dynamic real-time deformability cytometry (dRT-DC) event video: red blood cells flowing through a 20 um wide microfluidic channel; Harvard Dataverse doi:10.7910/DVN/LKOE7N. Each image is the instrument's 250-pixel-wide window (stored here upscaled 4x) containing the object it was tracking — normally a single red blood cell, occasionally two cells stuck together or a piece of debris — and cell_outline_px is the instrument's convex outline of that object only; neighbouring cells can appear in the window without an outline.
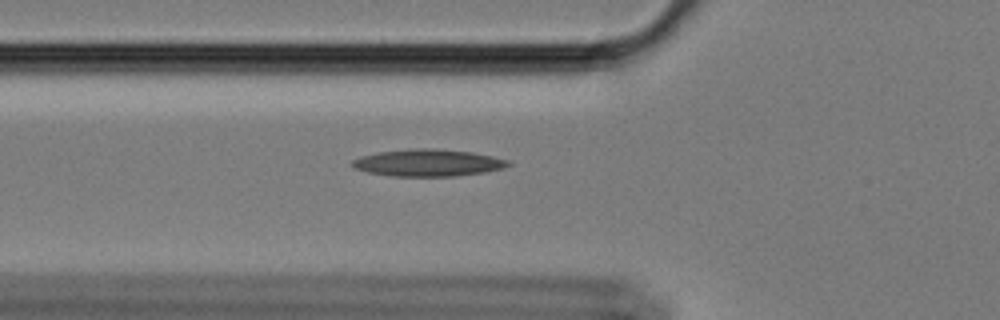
{"species": "Egyptian fruit bat (a non-hibernating species)", "species_latin": "Rousettus aegyptiacus", "temperature_condition": "cold", "stored_images_in_passage": 42, "camera_frame_rate_fps": 3000, "um_per_image_px": 0.085, "animal": {"sex": "female"}, "frame": {"image": 1, "passage_image": 4, "time_ms": 1.0, "image_size_px": [1000, 320], "cell_outline_px": [[512, 164], [504, 168], [484, 172], [456, 176], [392, 176], [368, 172], [356, 168], [352, 164], [352, 160], [360, 156], [380, 152], [420, 148], [432, 148], [472, 152], [492, 156], [508, 160]], "centroid_in_image_um": [36.42, 13.84], "position_along_channel_um": 89.4, "area_um2": 24.33}}
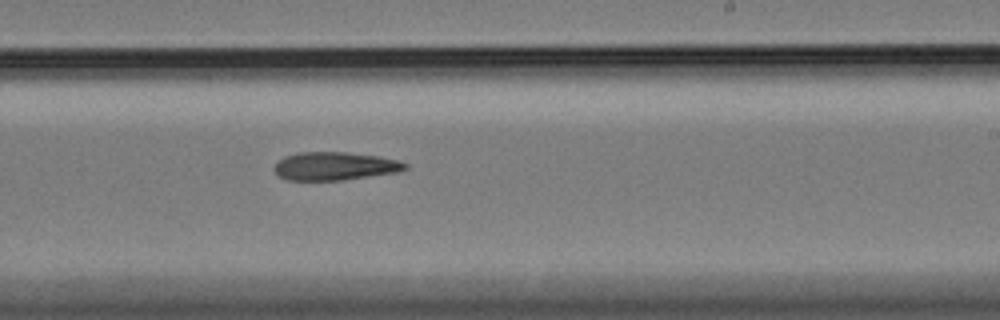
{"frame": {"image": 2, "passage_image": 19, "time_ms": 6.0, "image_size_px": [1000, 320], "cell_outline_px": [[408, 168], [400, 172], [344, 180], [284, 180], [272, 168], [284, 156], [296, 152], [344, 152], [380, 156], [400, 160], [408, 164]], "centroid_in_image_um": [28.5, 14.12], "position_along_channel_um": 260.5, "area_um2": 21.79}}
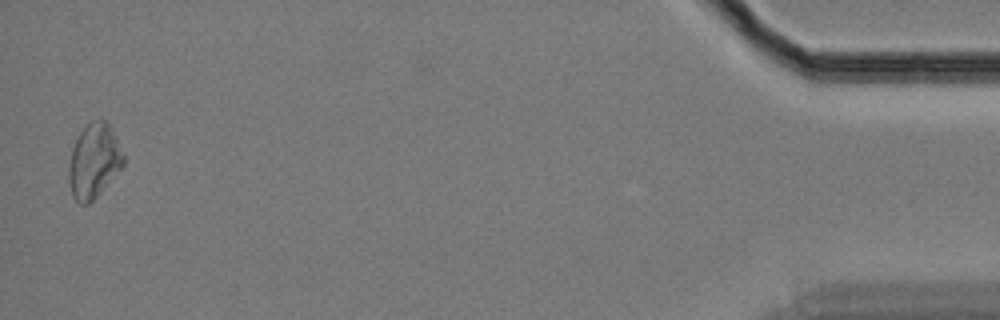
{"frame": {"image": 3, "passage_image": 41, "time_ms": 13.333, "image_size_px": [1000, 320], "cell_outline_px": [[124, 164], [100, 192], [88, 204], [80, 204], [72, 196], [68, 180], [68, 168], [72, 148], [80, 132], [92, 120], [100, 116], [108, 120], [112, 128], [124, 156]], "centroid_in_image_um": [7.98, 13.64], "position_along_channel_um": 427.2, "area_um2": 23.7}}